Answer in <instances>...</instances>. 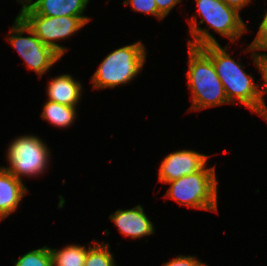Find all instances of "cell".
<instances>
[{
    "instance_id": "6da1fadb",
    "label": "cell",
    "mask_w": 267,
    "mask_h": 266,
    "mask_svg": "<svg viewBox=\"0 0 267 266\" xmlns=\"http://www.w3.org/2000/svg\"><path fill=\"white\" fill-rule=\"evenodd\" d=\"M210 57L216 73L223 84L229 103H237L236 99L249 108L251 112L260 115V84L254 82V77L242 69L243 65L235 61L227 53L228 45L219 44L201 47ZM239 62V63H238Z\"/></svg>"
},
{
    "instance_id": "7a4b0ae2",
    "label": "cell",
    "mask_w": 267,
    "mask_h": 266,
    "mask_svg": "<svg viewBox=\"0 0 267 266\" xmlns=\"http://www.w3.org/2000/svg\"><path fill=\"white\" fill-rule=\"evenodd\" d=\"M195 1L201 20L198 24L197 17L193 15L189 21V33L193 41L188 40L187 45L203 47L205 45L219 44L213 35L208 32L209 29H214L215 32L221 34L222 37L229 38L232 42H235L246 32L247 27L240 18V12L229 7L223 0ZM205 21L208 23V30L199 26Z\"/></svg>"
},
{
    "instance_id": "3957f363",
    "label": "cell",
    "mask_w": 267,
    "mask_h": 266,
    "mask_svg": "<svg viewBox=\"0 0 267 266\" xmlns=\"http://www.w3.org/2000/svg\"><path fill=\"white\" fill-rule=\"evenodd\" d=\"M188 88L192 105L189 110L199 111L229 104L211 57L201 48L188 45Z\"/></svg>"
},
{
    "instance_id": "277c9868",
    "label": "cell",
    "mask_w": 267,
    "mask_h": 266,
    "mask_svg": "<svg viewBox=\"0 0 267 266\" xmlns=\"http://www.w3.org/2000/svg\"><path fill=\"white\" fill-rule=\"evenodd\" d=\"M146 53L141 41L109 53L91 77L94 89L115 88L132 81L143 70Z\"/></svg>"
},
{
    "instance_id": "5b68a950",
    "label": "cell",
    "mask_w": 267,
    "mask_h": 266,
    "mask_svg": "<svg viewBox=\"0 0 267 266\" xmlns=\"http://www.w3.org/2000/svg\"><path fill=\"white\" fill-rule=\"evenodd\" d=\"M215 167L206 166L193 174L167 182L170 187L165 197L194 209L218 212V181Z\"/></svg>"
},
{
    "instance_id": "8992f818",
    "label": "cell",
    "mask_w": 267,
    "mask_h": 266,
    "mask_svg": "<svg viewBox=\"0 0 267 266\" xmlns=\"http://www.w3.org/2000/svg\"><path fill=\"white\" fill-rule=\"evenodd\" d=\"M48 146L36 135H23L10 142L7 149L9 167L2 168L17 179L37 177L44 173L50 162ZM49 159V160H48Z\"/></svg>"
},
{
    "instance_id": "52a82bcc",
    "label": "cell",
    "mask_w": 267,
    "mask_h": 266,
    "mask_svg": "<svg viewBox=\"0 0 267 266\" xmlns=\"http://www.w3.org/2000/svg\"><path fill=\"white\" fill-rule=\"evenodd\" d=\"M24 33L29 36L23 37ZM9 35L7 40L11 46L22 57L28 69L35 71L40 79L62 58L50 46L45 45L19 15L16 16Z\"/></svg>"
},
{
    "instance_id": "ba28073f",
    "label": "cell",
    "mask_w": 267,
    "mask_h": 266,
    "mask_svg": "<svg viewBox=\"0 0 267 266\" xmlns=\"http://www.w3.org/2000/svg\"><path fill=\"white\" fill-rule=\"evenodd\" d=\"M18 15L45 45L50 46L61 57L66 48L56 42L72 36L91 20L88 17H51L37 13H19Z\"/></svg>"
},
{
    "instance_id": "9c48e42d",
    "label": "cell",
    "mask_w": 267,
    "mask_h": 266,
    "mask_svg": "<svg viewBox=\"0 0 267 266\" xmlns=\"http://www.w3.org/2000/svg\"><path fill=\"white\" fill-rule=\"evenodd\" d=\"M209 156L194 150H178L165 156L159 167V182L174 181L202 170Z\"/></svg>"
},
{
    "instance_id": "30bf717a",
    "label": "cell",
    "mask_w": 267,
    "mask_h": 266,
    "mask_svg": "<svg viewBox=\"0 0 267 266\" xmlns=\"http://www.w3.org/2000/svg\"><path fill=\"white\" fill-rule=\"evenodd\" d=\"M118 231L132 239L141 238L154 233V224L144 213L142 205H137L132 209H117L115 213L110 214Z\"/></svg>"
},
{
    "instance_id": "8fae6325",
    "label": "cell",
    "mask_w": 267,
    "mask_h": 266,
    "mask_svg": "<svg viewBox=\"0 0 267 266\" xmlns=\"http://www.w3.org/2000/svg\"><path fill=\"white\" fill-rule=\"evenodd\" d=\"M90 0H36L28 6L22 7L19 13H37L38 15L60 16H84V10Z\"/></svg>"
},
{
    "instance_id": "7c38bea8",
    "label": "cell",
    "mask_w": 267,
    "mask_h": 266,
    "mask_svg": "<svg viewBox=\"0 0 267 266\" xmlns=\"http://www.w3.org/2000/svg\"><path fill=\"white\" fill-rule=\"evenodd\" d=\"M26 192L22 179L0 167V221L17 210Z\"/></svg>"
},
{
    "instance_id": "4fadbf2b",
    "label": "cell",
    "mask_w": 267,
    "mask_h": 266,
    "mask_svg": "<svg viewBox=\"0 0 267 266\" xmlns=\"http://www.w3.org/2000/svg\"><path fill=\"white\" fill-rule=\"evenodd\" d=\"M82 84L70 74L59 75L47 85L48 100L62 105L76 107L81 95Z\"/></svg>"
},
{
    "instance_id": "5bb4252c",
    "label": "cell",
    "mask_w": 267,
    "mask_h": 266,
    "mask_svg": "<svg viewBox=\"0 0 267 266\" xmlns=\"http://www.w3.org/2000/svg\"><path fill=\"white\" fill-rule=\"evenodd\" d=\"M76 107L62 105L47 100L44 104L41 118L55 127L65 128L73 124L76 119Z\"/></svg>"
},
{
    "instance_id": "9a60e30c",
    "label": "cell",
    "mask_w": 267,
    "mask_h": 266,
    "mask_svg": "<svg viewBox=\"0 0 267 266\" xmlns=\"http://www.w3.org/2000/svg\"><path fill=\"white\" fill-rule=\"evenodd\" d=\"M52 266H84L88 248L83 245H68L58 249H51Z\"/></svg>"
},
{
    "instance_id": "2e32d148",
    "label": "cell",
    "mask_w": 267,
    "mask_h": 266,
    "mask_svg": "<svg viewBox=\"0 0 267 266\" xmlns=\"http://www.w3.org/2000/svg\"><path fill=\"white\" fill-rule=\"evenodd\" d=\"M93 242V245H89L84 266H116L109 244H102L95 240Z\"/></svg>"
},
{
    "instance_id": "e0dca14e",
    "label": "cell",
    "mask_w": 267,
    "mask_h": 266,
    "mask_svg": "<svg viewBox=\"0 0 267 266\" xmlns=\"http://www.w3.org/2000/svg\"><path fill=\"white\" fill-rule=\"evenodd\" d=\"M14 266H52L50 247L44 246L22 255Z\"/></svg>"
},
{
    "instance_id": "ac0fdd59",
    "label": "cell",
    "mask_w": 267,
    "mask_h": 266,
    "mask_svg": "<svg viewBox=\"0 0 267 266\" xmlns=\"http://www.w3.org/2000/svg\"><path fill=\"white\" fill-rule=\"evenodd\" d=\"M246 50L251 51L250 55L252 56L256 67H258L262 74L263 85L260 86V116L267 121V105L265 104V99L263 98V95H267V57L259 58L254 52H252L250 45Z\"/></svg>"
},
{
    "instance_id": "d6986e66",
    "label": "cell",
    "mask_w": 267,
    "mask_h": 266,
    "mask_svg": "<svg viewBox=\"0 0 267 266\" xmlns=\"http://www.w3.org/2000/svg\"><path fill=\"white\" fill-rule=\"evenodd\" d=\"M250 48L259 58L267 57L266 53H259L261 50L267 51V10H265V16L260 23L256 37L250 44Z\"/></svg>"
},
{
    "instance_id": "ffe728a7",
    "label": "cell",
    "mask_w": 267,
    "mask_h": 266,
    "mask_svg": "<svg viewBox=\"0 0 267 266\" xmlns=\"http://www.w3.org/2000/svg\"><path fill=\"white\" fill-rule=\"evenodd\" d=\"M124 5H131L133 11L153 15L159 20H162L164 17L158 12L155 0H125L123 1Z\"/></svg>"
},
{
    "instance_id": "44dd1931",
    "label": "cell",
    "mask_w": 267,
    "mask_h": 266,
    "mask_svg": "<svg viewBox=\"0 0 267 266\" xmlns=\"http://www.w3.org/2000/svg\"><path fill=\"white\" fill-rule=\"evenodd\" d=\"M196 256H184L179 255L172 260L163 263L162 266H208L206 263H202Z\"/></svg>"
},
{
    "instance_id": "7402d4cb",
    "label": "cell",
    "mask_w": 267,
    "mask_h": 266,
    "mask_svg": "<svg viewBox=\"0 0 267 266\" xmlns=\"http://www.w3.org/2000/svg\"><path fill=\"white\" fill-rule=\"evenodd\" d=\"M182 0H155L158 12L165 18Z\"/></svg>"
},
{
    "instance_id": "603a6c76",
    "label": "cell",
    "mask_w": 267,
    "mask_h": 266,
    "mask_svg": "<svg viewBox=\"0 0 267 266\" xmlns=\"http://www.w3.org/2000/svg\"><path fill=\"white\" fill-rule=\"evenodd\" d=\"M229 7L236 9L238 12L247 6L251 0H223Z\"/></svg>"
},
{
    "instance_id": "cb8c5ba5",
    "label": "cell",
    "mask_w": 267,
    "mask_h": 266,
    "mask_svg": "<svg viewBox=\"0 0 267 266\" xmlns=\"http://www.w3.org/2000/svg\"><path fill=\"white\" fill-rule=\"evenodd\" d=\"M33 0H17L18 3H21L23 6H28L30 2H32Z\"/></svg>"
}]
</instances>
